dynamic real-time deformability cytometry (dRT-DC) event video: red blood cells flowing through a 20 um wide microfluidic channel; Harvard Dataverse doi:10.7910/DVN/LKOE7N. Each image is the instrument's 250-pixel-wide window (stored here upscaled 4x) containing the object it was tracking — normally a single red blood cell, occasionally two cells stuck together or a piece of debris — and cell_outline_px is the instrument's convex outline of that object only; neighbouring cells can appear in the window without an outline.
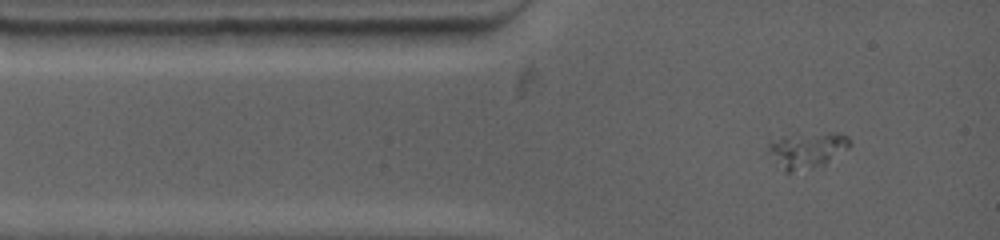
{"species": "common noctule bat (a hibernating species)", "species_latin": "Nyctalus noctula", "temperature_condition": "warm", "stored_images_in_passage": 22, "segment_of_instrument_passage": [1, 2], "camera_frame_rate_fps": 4500, "um_per_image_px": 0.085, "animal": {"sex": "female", "body_mass_g": 19.0, "forearm_length_mm": 53.3}, "frame": {"image": 1, "passage_image": 1, "time_ms": 0.0, "image_size_px": [1000, 240], "cell_outline_px": [[852, 144], [848, 148], [824, 164], [792, 172], [784, 172], [776, 168], [768, 148], [768, 132], [840, 132], [848, 136]], "centroid_in_image_um": [68.44, 12.65], "position_along_channel_um": 16.6, "area_um2": 18.55}}
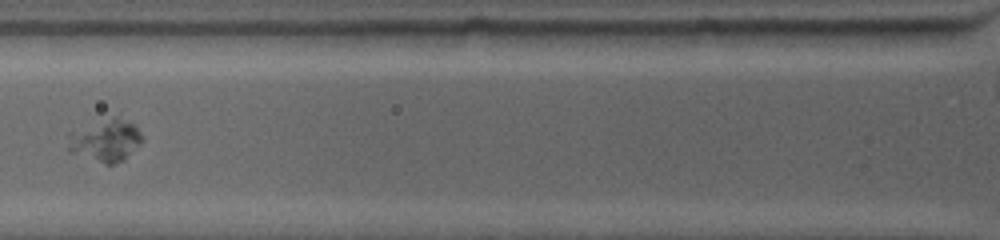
{"frame": {"image": 2, "passage_image": 4, "time_ms": 3.333, "image_size_px": [1000, 240], "cell_outline_px": [[144, 140], [124, 160], [112, 164], [108, 164], [68, 152], [68, 132], [116, 116], [132, 124], [136, 128]], "centroid_in_image_um": [8.95, 11.96], "position_along_channel_um": 116.9, "area_um2": 17.86}}
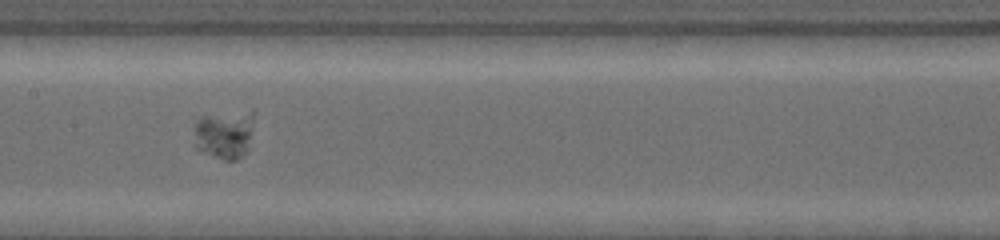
{"frame": {"image": 3, "passage_image": 6, "time_ms": 5.333, "image_size_px": [1000, 240], "cell_outline_px": [[248, 148], [236, 160], [224, 160], [200, 152], [196, 148], [196, 120], [200, 116], [204, 116], [248, 124]], "centroid_in_image_um": [18.82, 11.72], "position_along_channel_um": 188.6, "area_um2": 13.7}}